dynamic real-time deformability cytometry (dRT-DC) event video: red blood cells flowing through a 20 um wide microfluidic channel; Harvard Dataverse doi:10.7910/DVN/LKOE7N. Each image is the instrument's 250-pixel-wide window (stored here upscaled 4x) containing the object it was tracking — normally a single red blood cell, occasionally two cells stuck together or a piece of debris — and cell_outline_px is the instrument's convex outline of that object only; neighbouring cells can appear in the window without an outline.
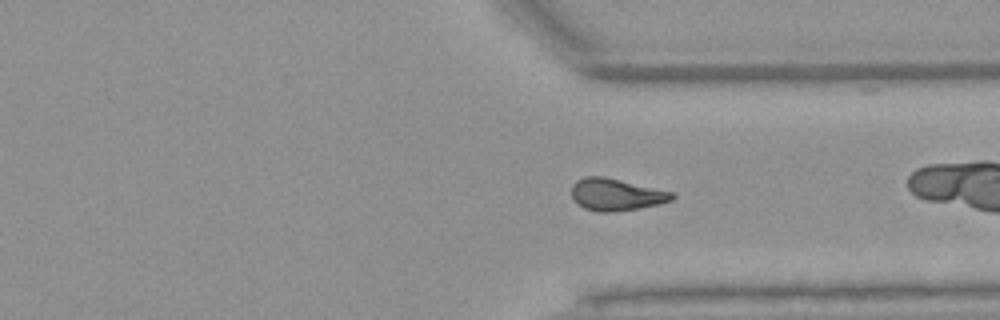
{"species": "Egyptian fruit bat (a non-hibernating species)", "species_latin": "Rousettus aegyptiacus", "temperature_condition": "warm", "stored_images_in_passage": 51, "camera_frame_rate_fps": 3000, "um_per_image_px": 0.085, "animal": {"sex": "female"}, "frame": {"image": 1, "passage_image": 37, "time_ms": 12.0, "image_size_px": [1000, 320], "cell_outline_px": [[676, 196], [672, 200], [660, 204], [640, 208], [612, 212], [596, 212], [584, 208], [576, 204], [572, 200], [572, 184], [576, 180], [584, 176], [604, 176], [676, 192]], "centroid_in_image_um": [52.38, 16.53], "position_along_channel_um": 359.0, "area_um2": 19.25}, "authors_computed_cell_mechanics": {"area_um2": 18.9584, "velocity_mm_per_s": 3.8583, "shape_relaxation_time_tau1_ms": null, "shape_relaxation_time_tau2_ms": 4.7388, "deformation_change_tau1": null, "deformation_change_tau2": 0.1216}}